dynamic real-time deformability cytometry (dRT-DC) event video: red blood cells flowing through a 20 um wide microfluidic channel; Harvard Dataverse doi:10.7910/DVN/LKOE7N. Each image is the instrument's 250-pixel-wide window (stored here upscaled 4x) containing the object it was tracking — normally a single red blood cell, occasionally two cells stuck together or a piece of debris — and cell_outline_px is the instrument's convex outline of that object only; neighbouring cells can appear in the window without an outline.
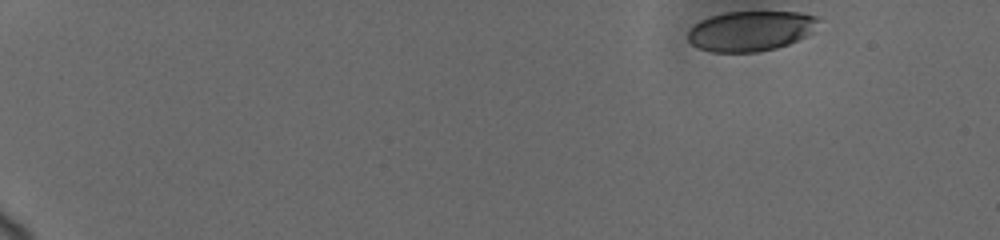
{"species": "human", "species_latin": "Homo sapiens", "temperature_condition": "cold", "stored_images_in_passage": 65, "camera_frame_rate_fps": 3000, "um_per_image_px": 0.085, "donor": {"sex": "female"}, "frame": {"image": 1, "passage_image": 1, "time_ms": 0.0, "image_size_px": [1000, 240], "cell_outline_px": [[820, 20], [804, 36], [788, 44], [776, 48], [756, 52], [712, 52], [700, 48], [692, 44], [688, 40], [688, 32], [700, 20], [724, 12], [800, 12], [816, 16]], "centroid_in_image_um": [63.77, 2.63], "position_along_channel_um": 21.2, "area_um2": 30.06}}
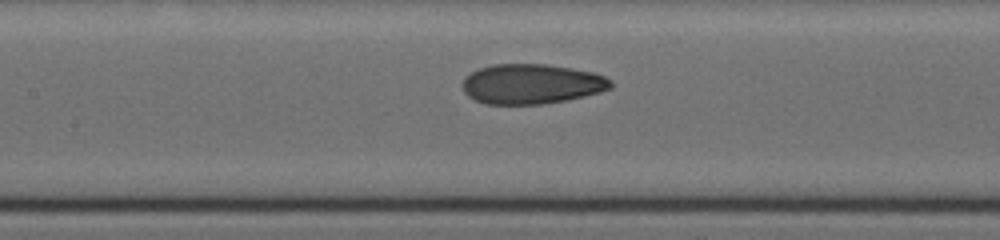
{"frame": {"image": 2, "passage_image": 29, "time_ms": 8.0, "image_size_px": [1000, 240], "cell_outline_px": [[612, 88], [600, 92], [568, 100], [540, 104], [488, 104], [476, 100], [468, 96], [464, 92], [460, 84], [464, 76], [480, 68], [496, 64], [548, 64], [572, 68], [592, 72], [604, 76], [612, 80]], "centroid_in_image_um": [45.17, 7.13], "position_along_channel_um": 162.2, "area_um2": 34.68}}
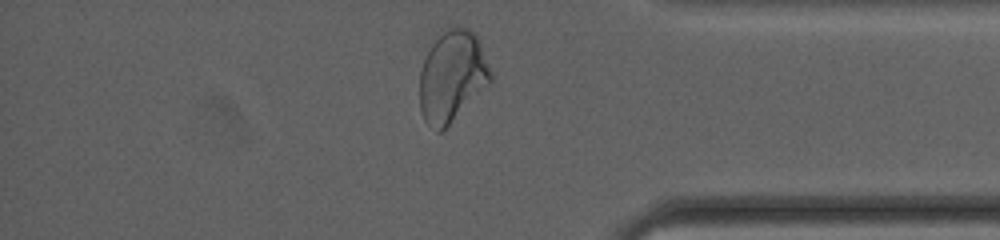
{"frame": {"image": 3, "passage_image": 64, "time_ms": 14.667, "image_size_px": [1000, 240], "cell_outline_px": [[492, 80], [440, 132], [436, 132], [424, 120], [420, 112], [420, 72], [424, 60], [436, 32], [448, 28], [468, 28], [476, 36], [480, 44], [492, 72]], "centroid_in_image_um": [38.39, 6.45], "position_along_channel_um": 396.8, "area_um2": 37.34}, "authors_computed_cell_mechanics": {"area_um2": 33.7552, "velocity_mm_per_s": 3.6796, "shape_relaxation_time_tau1_ms": 10.8235, "shape_relaxation_time_tau2_ms": 1.1859, "deformation_change_tau1": 0.2354, "deformation_change_tau2": 0.0699}}